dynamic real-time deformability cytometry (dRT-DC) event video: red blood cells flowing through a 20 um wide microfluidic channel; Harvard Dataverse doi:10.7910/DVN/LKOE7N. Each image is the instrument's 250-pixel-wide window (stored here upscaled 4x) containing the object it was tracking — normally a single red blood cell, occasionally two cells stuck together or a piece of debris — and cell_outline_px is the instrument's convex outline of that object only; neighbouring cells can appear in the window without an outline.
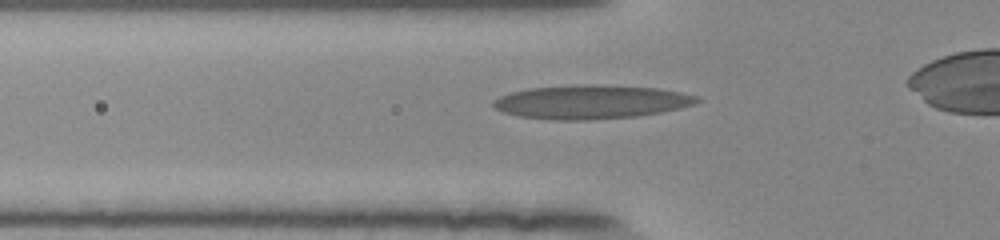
{"species": "human", "species_latin": "Homo sapiens", "temperature_condition": "room temperature", "stored_images_in_passage": 37, "camera_frame_rate_fps": 3000, "um_per_image_px": 0.085, "donor": {"sex": "female"}, "frame": {"image": 1, "passage_image": 9, "time_ms": 2.667, "image_size_px": [1000, 240], "cell_outline_px": [[700, 100], [696, 104], [680, 108], [660, 112], [636, 116], [588, 120], [556, 120], [520, 116], [504, 112], [492, 108], [492, 100], [500, 96], [512, 92], [528, 88], [584, 84], [588, 84], [656, 88], [680, 92], [696, 96]], "centroid_in_image_um": [50.21, 8.66], "position_along_channel_um": 75.6, "area_um2": 39.94}}
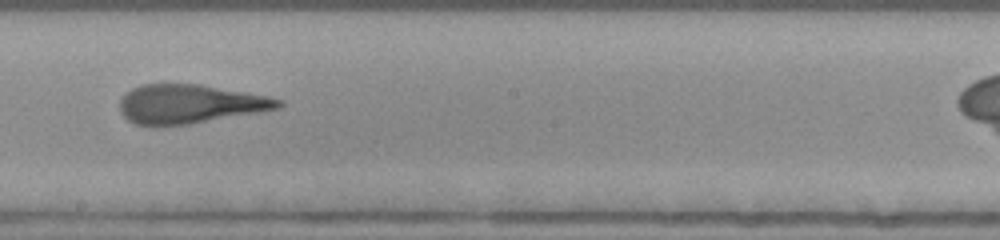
{"frame": {"image": 2, "passage_image": 21, "time_ms": 6.667, "image_size_px": [1000, 240], "cell_outline_px": [[284, 104], [280, 108], [260, 112], [188, 124], [152, 128], [136, 124], [128, 120], [120, 112], [120, 100], [124, 92], [140, 84], [200, 84], [268, 96], [284, 100]], "centroid_in_image_um": [16.1, 8.85], "position_along_channel_um": 232.1, "area_um2": 36.53}}
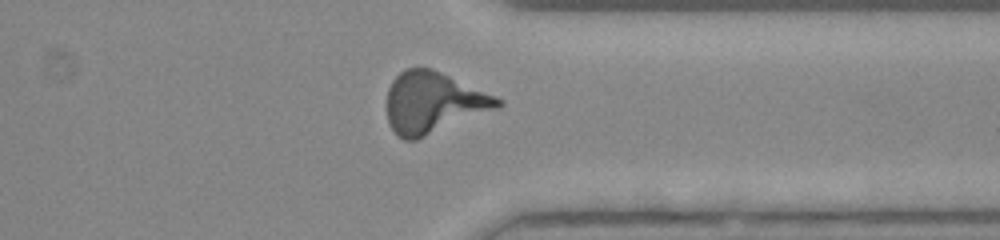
{"frame": {"image": 3, "passage_image": 32, "time_ms": 10.333, "image_size_px": [1000, 240], "cell_outline_px": [[504, 104], [500, 108], [416, 140], [404, 140], [388, 124], [388, 88], [392, 80], [404, 68], [432, 68], [496, 96], [504, 100]], "centroid_in_image_um": [36.86, 8.72], "position_along_channel_um": 374.5, "area_um2": 39.54}}